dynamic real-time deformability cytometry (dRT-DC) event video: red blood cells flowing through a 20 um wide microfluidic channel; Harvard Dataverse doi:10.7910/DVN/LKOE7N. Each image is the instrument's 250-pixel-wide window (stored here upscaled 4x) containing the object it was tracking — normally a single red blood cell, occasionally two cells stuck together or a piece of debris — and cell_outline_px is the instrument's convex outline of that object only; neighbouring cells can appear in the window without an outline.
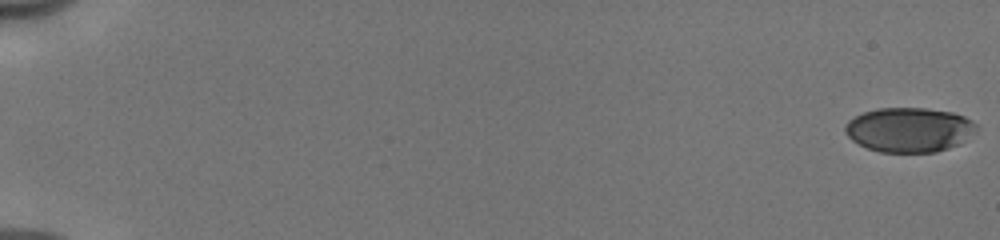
{"species": "human", "species_latin": "Homo sapiens", "temperature_condition": "cold", "stored_images_in_passage": 54, "camera_frame_rate_fps": 3000, "um_per_image_px": 0.085, "donor": {"sex": "male"}, "frame": {"image": 1, "passage_image": 1, "time_ms": 0.0, "image_size_px": [1000, 240], "cell_outline_px": [[976, 132], [960, 144], [936, 152], [880, 152], [868, 148], [852, 140], [844, 132], [844, 128], [848, 120], [864, 112], [880, 108], [928, 108], [952, 112], [964, 116], [972, 120], [976, 124]], "centroid_in_image_um": [77.3, 11.03], "position_along_channel_um": 7.7, "area_um2": 34.16}}
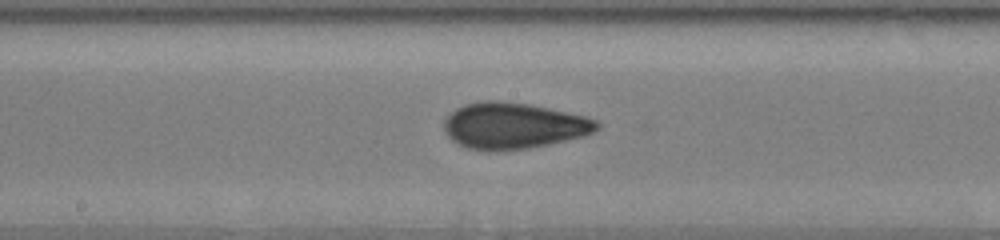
{"frame": {"image": 2, "passage_image": 31, "time_ms": 10.0, "image_size_px": [1000, 240], "cell_outline_px": [[600, 128], [584, 136], [548, 144], [528, 148], [488, 152], [468, 148], [452, 140], [444, 132], [444, 116], [456, 108], [464, 104], [484, 100], [500, 100], [528, 104], [548, 108], [584, 116], [596, 120], [600, 124]], "centroid_in_image_um": [43.6, 10.68], "position_along_channel_um": 204.6, "area_um2": 41.33}}
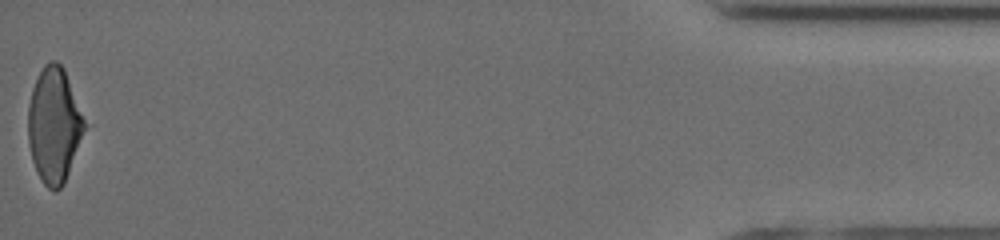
{"frame": {"image": 3, "passage_image": 54, "time_ms": 17.667, "image_size_px": [1000, 240], "cell_outline_px": [[92, 124], [64, 184], [56, 192], [48, 188], [44, 184], [32, 160], [28, 144], [28, 104], [32, 88], [44, 64], [52, 60], [56, 60], [64, 68]], "centroid_in_image_um": [4.71, 10.63], "position_along_channel_um": 430.5, "area_um2": 39.88}, "authors_computed_cell_mechanics": {"area_um2": 39.1306, "velocity_mm_per_s": 3.9936, "shape_relaxation_time_tau1_ms": 4.6228, "shape_relaxation_time_tau2_ms": 1.348, "deformation_change_tau1": 0.1639, "deformation_change_tau2": 0.0702}}